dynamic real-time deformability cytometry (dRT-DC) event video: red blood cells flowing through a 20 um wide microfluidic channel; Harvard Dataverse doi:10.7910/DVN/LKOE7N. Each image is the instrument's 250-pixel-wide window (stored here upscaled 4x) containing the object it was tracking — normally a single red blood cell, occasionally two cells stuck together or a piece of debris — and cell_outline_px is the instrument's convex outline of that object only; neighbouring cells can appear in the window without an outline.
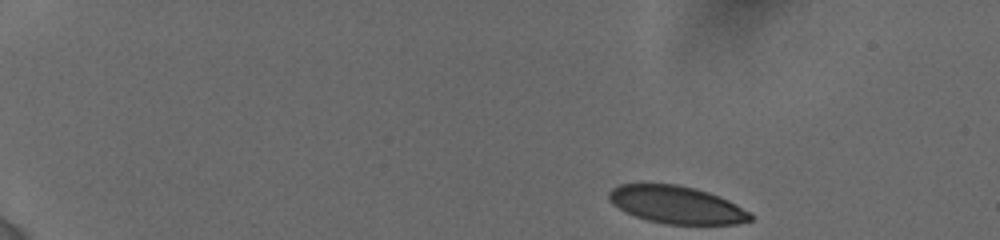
{"species": "human", "species_latin": "Homo sapiens", "temperature_condition": "cold", "stored_images_in_passage": 11, "camera_frame_rate_fps": 3000, "um_per_image_px": 0.085, "donor": {"sex": "female"}, "frame": {"image": 1, "passage_image": 1, "time_ms": 0.0, "image_size_px": [1000, 240], "cell_outline_px": [[752, 220], [736, 224], [668, 224], [648, 220], [624, 212], [612, 204], [608, 200], [608, 192], [612, 188], [620, 184], [676, 184], [696, 188], [720, 196], [736, 204], [748, 212], [752, 216]], "centroid_in_image_um": [57.48, 17.4], "position_along_channel_um": 27.5, "area_um2": 30.92}}
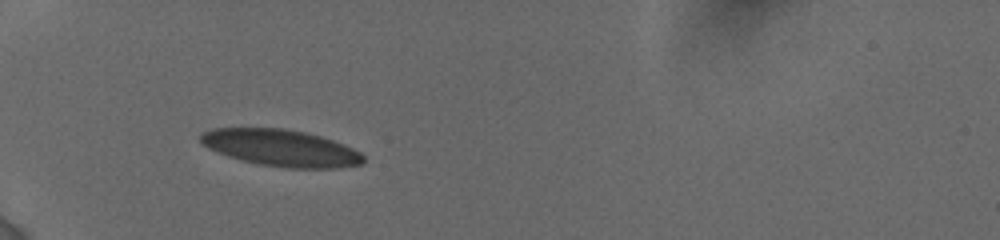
{"frame": {"image": 2, "passage_image": 8, "time_ms": 3.667, "image_size_px": [1000, 240], "cell_outline_px": [[364, 164], [336, 168], [288, 168], [260, 164], [240, 160], [216, 152], [200, 144], [200, 132], [212, 128], [284, 128], [304, 132], [320, 136], [332, 140], [352, 148], [360, 152], [364, 156]], "centroid_in_image_um": [23.84, 12.57], "position_along_channel_um": 61.2, "area_um2": 34.97}}
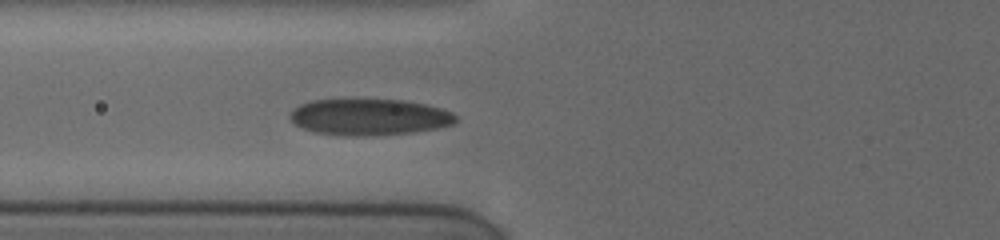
{"frame": {"image": 3, "passage_image": 11, "time_ms": 5.0, "image_size_px": [1000, 240], "cell_outline_px": [[456, 120], [452, 124], [436, 128], [412, 132], [372, 136], [348, 136], [316, 132], [292, 124], [288, 116], [300, 104], [312, 100], [400, 100], [424, 104], [440, 108], [452, 112], [456, 116]], "centroid_in_image_um": [31.36, 9.96], "position_along_channel_um": 94.4, "area_um2": 34.85}}